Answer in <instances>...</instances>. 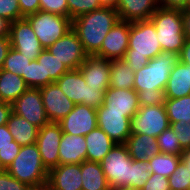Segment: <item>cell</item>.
Returning a JSON list of instances; mask_svg holds the SVG:
<instances>
[{"mask_svg": "<svg viewBox=\"0 0 190 190\" xmlns=\"http://www.w3.org/2000/svg\"><path fill=\"white\" fill-rule=\"evenodd\" d=\"M0 17L9 20L11 23L25 18L21 14L18 0H0Z\"/></svg>", "mask_w": 190, "mask_h": 190, "instance_id": "cell-40", "label": "cell"}, {"mask_svg": "<svg viewBox=\"0 0 190 190\" xmlns=\"http://www.w3.org/2000/svg\"><path fill=\"white\" fill-rule=\"evenodd\" d=\"M11 48L9 37H0V70L2 69L6 55Z\"/></svg>", "mask_w": 190, "mask_h": 190, "instance_id": "cell-48", "label": "cell"}, {"mask_svg": "<svg viewBox=\"0 0 190 190\" xmlns=\"http://www.w3.org/2000/svg\"><path fill=\"white\" fill-rule=\"evenodd\" d=\"M162 52L179 54L186 40L183 10L159 7L150 17Z\"/></svg>", "mask_w": 190, "mask_h": 190, "instance_id": "cell-3", "label": "cell"}, {"mask_svg": "<svg viewBox=\"0 0 190 190\" xmlns=\"http://www.w3.org/2000/svg\"><path fill=\"white\" fill-rule=\"evenodd\" d=\"M170 127L178 137L181 148L186 151L190 149V120L188 122H170Z\"/></svg>", "mask_w": 190, "mask_h": 190, "instance_id": "cell-41", "label": "cell"}, {"mask_svg": "<svg viewBox=\"0 0 190 190\" xmlns=\"http://www.w3.org/2000/svg\"><path fill=\"white\" fill-rule=\"evenodd\" d=\"M181 160L182 156L159 152L147 161L150 173H158L169 178L176 170Z\"/></svg>", "mask_w": 190, "mask_h": 190, "instance_id": "cell-32", "label": "cell"}, {"mask_svg": "<svg viewBox=\"0 0 190 190\" xmlns=\"http://www.w3.org/2000/svg\"><path fill=\"white\" fill-rule=\"evenodd\" d=\"M103 106L109 111L125 112V116L131 119L140 108L138 92L109 87L104 94Z\"/></svg>", "mask_w": 190, "mask_h": 190, "instance_id": "cell-20", "label": "cell"}, {"mask_svg": "<svg viewBox=\"0 0 190 190\" xmlns=\"http://www.w3.org/2000/svg\"><path fill=\"white\" fill-rule=\"evenodd\" d=\"M118 20L120 18L115 8L102 6L72 20V29L78 35L84 51L88 55H95Z\"/></svg>", "mask_w": 190, "mask_h": 190, "instance_id": "cell-1", "label": "cell"}, {"mask_svg": "<svg viewBox=\"0 0 190 190\" xmlns=\"http://www.w3.org/2000/svg\"><path fill=\"white\" fill-rule=\"evenodd\" d=\"M178 60L186 65H190V38H186L184 46L178 54Z\"/></svg>", "mask_w": 190, "mask_h": 190, "instance_id": "cell-49", "label": "cell"}, {"mask_svg": "<svg viewBox=\"0 0 190 190\" xmlns=\"http://www.w3.org/2000/svg\"><path fill=\"white\" fill-rule=\"evenodd\" d=\"M183 18L186 38H190V9L183 10Z\"/></svg>", "mask_w": 190, "mask_h": 190, "instance_id": "cell-52", "label": "cell"}, {"mask_svg": "<svg viewBox=\"0 0 190 190\" xmlns=\"http://www.w3.org/2000/svg\"><path fill=\"white\" fill-rule=\"evenodd\" d=\"M79 70L87 85L101 87L105 92L110 87L111 60L88 55Z\"/></svg>", "mask_w": 190, "mask_h": 190, "instance_id": "cell-19", "label": "cell"}, {"mask_svg": "<svg viewBox=\"0 0 190 190\" xmlns=\"http://www.w3.org/2000/svg\"><path fill=\"white\" fill-rule=\"evenodd\" d=\"M135 72L123 59L111 61L109 86L116 89H133Z\"/></svg>", "mask_w": 190, "mask_h": 190, "instance_id": "cell-29", "label": "cell"}, {"mask_svg": "<svg viewBox=\"0 0 190 190\" xmlns=\"http://www.w3.org/2000/svg\"><path fill=\"white\" fill-rule=\"evenodd\" d=\"M178 61V55L161 52L140 70L135 71L133 89L137 92H154L165 90L173 66Z\"/></svg>", "mask_w": 190, "mask_h": 190, "instance_id": "cell-5", "label": "cell"}, {"mask_svg": "<svg viewBox=\"0 0 190 190\" xmlns=\"http://www.w3.org/2000/svg\"><path fill=\"white\" fill-rule=\"evenodd\" d=\"M6 170L11 176L34 190L46 187L49 170L42 162L36 143L21 146L19 154Z\"/></svg>", "mask_w": 190, "mask_h": 190, "instance_id": "cell-4", "label": "cell"}, {"mask_svg": "<svg viewBox=\"0 0 190 190\" xmlns=\"http://www.w3.org/2000/svg\"><path fill=\"white\" fill-rule=\"evenodd\" d=\"M44 49L72 29V20L58 14L38 11L25 17Z\"/></svg>", "mask_w": 190, "mask_h": 190, "instance_id": "cell-8", "label": "cell"}, {"mask_svg": "<svg viewBox=\"0 0 190 190\" xmlns=\"http://www.w3.org/2000/svg\"><path fill=\"white\" fill-rule=\"evenodd\" d=\"M157 144L161 153L182 156L185 152L181 148L178 137L170 126L157 137Z\"/></svg>", "mask_w": 190, "mask_h": 190, "instance_id": "cell-35", "label": "cell"}, {"mask_svg": "<svg viewBox=\"0 0 190 190\" xmlns=\"http://www.w3.org/2000/svg\"><path fill=\"white\" fill-rule=\"evenodd\" d=\"M182 160L187 164L190 173V149L182 154Z\"/></svg>", "mask_w": 190, "mask_h": 190, "instance_id": "cell-54", "label": "cell"}, {"mask_svg": "<svg viewBox=\"0 0 190 190\" xmlns=\"http://www.w3.org/2000/svg\"><path fill=\"white\" fill-rule=\"evenodd\" d=\"M170 190H190V173L188 166L183 160L180 161L176 170L168 178Z\"/></svg>", "mask_w": 190, "mask_h": 190, "instance_id": "cell-37", "label": "cell"}, {"mask_svg": "<svg viewBox=\"0 0 190 190\" xmlns=\"http://www.w3.org/2000/svg\"><path fill=\"white\" fill-rule=\"evenodd\" d=\"M186 9H190V0H188V2H187V7H186Z\"/></svg>", "mask_w": 190, "mask_h": 190, "instance_id": "cell-55", "label": "cell"}, {"mask_svg": "<svg viewBox=\"0 0 190 190\" xmlns=\"http://www.w3.org/2000/svg\"><path fill=\"white\" fill-rule=\"evenodd\" d=\"M140 106H154L164 104L166 101L165 90H155L154 92H138Z\"/></svg>", "mask_w": 190, "mask_h": 190, "instance_id": "cell-44", "label": "cell"}, {"mask_svg": "<svg viewBox=\"0 0 190 190\" xmlns=\"http://www.w3.org/2000/svg\"><path fill=\"white\" fill-rule=\"evenodd\" d=\"M11 113H12V104L3 102L0 105V126L7 124V121Z\"/></svg>", "mask_w": 190, "mask_h": 190, "instance_id": "cell-50", "label": "cell"}, {"mask_svg": "<svg viewBox=\"0 0 190 190\" xmlns=\"http://www.w3.org/2000/svg\"><path fill=\"white\" fill-rule=\"evenodd\" d=\"M97 127L101 128L116 144H125L131 135L130 118L125 112L109 111L103 105L96 109Z\"/></svg>", "mask_w": 190, "mask_h": 190, "instance_id": "cell-15", "label": "cell"}, {"mask_svg": "<svg viewBox=\"0 0 190 190\" xmlns=\"http://www.w3.org/2000/svg\"><path fill=\"white\" fill-rule=\"evenodd\" d=\"M10 24L11 22L3 17H0V37L10 36Z\"/></svg>", "mask_w": 190, "mask_h": 190, "instance_id": "cell-51", "label": "cell"}, {"mask_svg": "<svg viewBox=\"0 0 190 190\" xmlns=\"http://www.w3.org/2000/svg\"><path fill=\"white\" fill-rule=\"evenodd\" d=\"M71 20L101 8L99 0H67Z\"/></svg>", "mask_w": 190, "mask_h": 190, "instance_id": "cell-38", "label": "cell"}, {"mask_svg": "<svg viewBox=\"0 0 190 190\" xmlns=\"http://www.w3.org/2000/svg\"><path fill=\"white\" fill-rule=\"evenodd\" d=\"M36 190H48V189L45 187V188H42V189H36Z\"/></svg>", "mask_w": 190, "mask_h": 190, "instance_id": "cell-56", "label": "cell"}, {"mask_svg": "<svg viewBox=\"0 0 190 190\" xmlns=\"http://www.w3.org/2000/svg\"><path fill=\"white\" fill-rule=\"evenodd\" d=\"M87 146L86 160L101 162L116 144L101 128L96 127L84 136Z\"/></svg>", "mask_w": 190, "mask_h": 190, "instance_id": "cell-25", "label": "cell"}, {"mask_svg": "<svg viewBox=\"0 0 190 190\" xmlns=\"http://www.w3.org/2000/svg\"><path fill=\"white\" fill-rule=\"evenodd\" d=\"M28 88L22 76L0 70V98L3 102L12 104Z\"/></svg>", "mask_w": 190, "mask_h": 190, "instance_id": "cell-27", "label": "cell"}, {"mask_svg": "<svg viewBox=\"0 0 190 190\" xmlns=\"http://www.w3.org/2000/svg\"><path fill=\"white\" fill-rule=\"evenodd\" d=\"M170 126L165 105L140 106L130 119L131 134H146L158 137Z\"/></svg>", "mask_w": 190, "mask_h": 190, "instance_id": "cell-9", "label": "cell"}, {"mask_svg": "<svg viewBox=\"0 0 190 190\" xmlns=\"http://www.w3.org/2000/svg\"><path fill=\"white\" fill-rule=\"evenodd\" d=\"M141 190H170L168 178L158 173H151Z\"/></svg>", "mask_w": 190, "mask_h": 190, "instance_id": "cell-45", "label": "cell"}, {"mask_svg": "<svg viewBox=\"0 0 190 190\" xmlns=\"http://www.w3.org/2000/svg\"><path fill=\"white\" fill-rule=\"evenodd\" d=\"M29 88L44 86L43 70L37 60H31L26 69V75H21Z\"/></svg>", "mask_w": 190, "mask_h": 190, "instance_id": "cell-39", "label": "cell"}, {"mask_svg": "<svg viewBox=\"0 0 190 190\" xmlns=\"http://www.w3.org/2000/svg\"><path fill=\"white\" fill-rule=\"evenodd\" d=\"M161 52L156 28L150 19L130 23L128 50L123 60L134 72L140 70Z\"/></svg>", "mask_w": 190, "mask_h": 190, "instance_id": "cell-2", "label": "cell"}, {"mask_svg": "<svg viewBox=\"0 0 190 190\" xmlns=\"http://www.w3.org/2000/svg\"><path fill=\"white\" fill-rule=\"evenodd\" d=\"M36 60L42 66L44 86L56 82L64 73L69 71L63 62L54 57L47 49H44Z\"/></svg>", "mask_w": 190, "mask_h": 190, "instance_id": "cell-30", "label": "cell"}, {"mask_svg": "<svg viewBox=\"0 0 190 190\" xmlns=\"http://www.w3.org/2000/svg\"><path fill=\"white\" fill-rule=\"evenodd\" d=\"M148 161L133 160L131 162V189L141 190L150 177Z\"/></svg>", "mask_w": 190, "mask_h": 190, "instance_id": "cell-36", "label": "cell"}, {"mask_svg": "<svg viewBox=\"0 0 190 190\" xmlns=\"http://www.w3.org/2000/svg\"><path fill=\"white\" fill-rule=\"evenodd\" d=\"M190 95V65L177 61L173 66L165 88L166 99Z\"/></svg>", "mask_w": 190, "mask_h": 190, "instance_id": "cell-23", "label": "cell"}, {"mask_svg": "<svg viewBox=\"0 0 190 190\" xmlns=\"http://www.w3.org/2000/svg\"><path fill=\"white\" fill-rule=\"evenodd\" d=\"M39 89L45 113L50 122L58 123L73 110L75 104L62 92L56 82Z\"/></svg>", "mask_w": 190, "mask_h": 190, "instance_id": "cell-17", "label": "cell"}, {"mask_svg": "<svg viewBox=\"0 0 190 190\" xmlns=\"http://www.w3.org/2000/svg\"><path fill=\"white\" fill-rule=\"evenodd\" d=\"M159 7L158 0H119L115 9L121 20L133 23L149 20Z\"/></svg>", "mask_w": 190, "mask_h": 190, "instance_id": "cell-21", "label": "cell"}, {"mask_svg": "<svg viewBox=\"0 0 190 190\" xmlns=\"http://www.w3.org/2000/svg\"><path fill=\"white\" fill-rule=\"evenodd\" d=\"M129 35L130 23L125 20H118L105 36L101 49L95 56L111 61L123 59L128 50Z\"/></svg>", "mask_w": 190, "mask_h": 190, "instance_id": "cell-14", "label": "cell"}, {"mask_svg": "<svg viewBox=\"0 0 190 190\" xmlns=\"http://www.w3.org/2000/svg\"><path fill=\"white\" fill-rule=\"evenodd\" d=\"M40 11L69 17L67 0H39Z\"/></svg>", "mask_w": 190, "mask_h": 190, "instance_id": "cell-42", "label": "cell"}, {"mask_svg": "<svg viewBox=\"0 0 190 190\" xmlns=\"http://www.w3.org/2000/svg\"><path fill=\"white\" fill-rule=\"evenodd\" d=\"M21 146L13 139L6 124L0 126V169H6L19 154Z\"/></svg>", "mask_w": 190, "mask_h": 190, "instance_id": "cell-31", "label": "cell"}, {"mask_svg": "<svg viewBox=\"0 0 190 190\" xmlns=\"http://www.w3.org/2000/svg\"><path fill=\"white\" fill-rule=\"evenodd\" d=\"M12 112L24 117L39 129L50 122L45 113L39 88H28L22 93L12 103Z\"/></svg>", "mask_w": 190, "mask_h": 190, "instance_id": "cell-11", "label": "cell"}, {"mask_svg": "<svg viewBox=\"0 0 190 190\" xmlns=\"http://www.w3.org/2000/svg\"><path fill=\"white\" fill-rule=\"evenodd\" d=\"M59 123L49 122L38 131L36 144L44 166L50 170L59 165V143L62 139Z\"/></svg>", "mask_w": 190, "mask_h": 190, "instance_id": "cell-13", "label": "cell"}, {"mask_svg": "<svg viewBox=\"0 0 190 190\" xmlns=\"http://www.w3.org/2000/svg\"><path fill=\"white\" fill-rule=\"evenodd\" d=\"M81 173L82 190H111L99 162L83 161Z\"/></svg>", "mask_w": 190, "mask_h": 190, "instance_id": "cell-28", "label": "cell"}, {"mask_svg": "<svg viewBox=\"0 0 190 190\" xmlns=\"http://www.w3.org/2000/svg\"><path fill=\"white\" fill-rule=\"evenodd\" d=\"M119 0H99V3L103 7H113L116 8Z\"/></svg>", "mask_w": 190, "mask_h": 190, "instance_id": "cell-53", "label": "cell"}, {"mask_svg": "<svg viewBox=\"0 0 190 190\" xmlns=\"http://www.w3.org/2000/svg\"><path fill=\"white\" fill-rule=\"evenodd\" d=\"M6 125L13 136V139L20 146L36 143L39 128L31 124L24 117L12 112Z\"/></svg>", "mask_w": 190, "mask_h": 190, "instance_id": "cell-26", "label": "cell"}, {"mask_svg": "<svg viewBox=\"0 0 190 190\" xmlns=\"http://www.w3.org/2000/svg\"><path fill=\"white\" fill-rule=\"evenodd\" d=\"M81 164H62L48 171V190H82Z\"/></svg>", "mask_w": 190, "mask_h": 190, "instance_id": "cell-18", "label": "cell"}, {"mask_svg": "<svg viewBox=\"0 0 190 190\" xmlns=\"http://www.w3.org/2000/svg\"><path fill=\"white\" fill-rule=\"evenodd\" d=\"M158 2L160 7L184 10L188 0H158Z\"/></svg>", "mask_w": 190, "mask_h": 190, "instance_id": "cell-47", "label": "cell"}, {"mask_svg": "<svg viewBox=\"0 0 190 190\" xmlns=\"http://www.w3.org/2000/svg\"><path fill=\"white\" fill-rule=\"evenodd\" d=\"M123 190H137V189H130V188H127V189H123Z\"/></svg>", "mask_w": 190, "mask_h": 190, "instance_id": "cell-57", "label": "cell"}, {"mask_svg": "<svg viewBox=\"0 0 190 190\" xmlns=\"http://www.w3.org/2000/svg\"><path fill=\"white\" fill-rule=\"evenodd\" d=\"M62 92L75 104H85L98 109L104 103L105 91L86 84L80 70H69L57 81Z\"/></svg>", "mask_w": 190, "mask_h": 190, "instance_id": "cell-6", "label": "cell"}, {"mask_svg": "<svg viewBox=\"0 0 190 190\" xmlns=\"http://www.w3.org/2000/svg\"><path fill=\"white\" fill-rule=\"evenodd\" d=\"M125 145L133 160L146 161L160 152L157 138L146 134H131Z\"/></svg>", "mask_w": 190, "mask_h": 190, "instance_id": "cell-24", "label": "cell"}, {"mask_svg": "<svg viewBox=\"0 0 190 190\" xmlns=\"http://www.w3.org/2000/svg\"><path fill=\"white\" fill-rule=\"evenodd\" d=\"M131 162L125 144H114L100 162L111 190L131 189Z\"/></svg>", "mask_w": 190, "mask_h": 190, "instance_id": "cell-7", "label": "cell"}, {"mask_svg": "<svg viewBox=\"0 0 190 190\" xmlns=\"http://www.w3.org/2000/svg\"><path fill=\"white\" fill-rule=\"evenodd\" d=\"M0 190H34L29 185L18 181L6 169H0Z\"/></svg>", "mask_w": 190, "mask_h": 190, "instance_id": "cell-43", "label": "cell"}, {"mask_svg": "<svg viewBox=\"0 0 190 190\" xmlns=\"http://www.w3.org/2000/svg\"><path fill=\"white\" fill-rule=\"evenodd\" d=\"M59 165L81 164L86 160L87 146L84 136L73 134H62L59 143Z\"/></svg>", "mask_w": 190, "mask_h": 190, "instance_id": "cell-22", "label": "cell"}, {"mask_svg": "<svg viewBox=\"0 0 190 190\" xmlns=\"http://www.w3.org/2000/svg\"><path fill=\"white\" fill-rule=\"evenodd\" d=\"M58 123L63 133L86 136L97 127V112L95 108L78 104Z\"/></svg>", "mask_w": 190, "mask_h": 190, "instance_id": "cell-16", "label": "cell"}, {"mask_svg": "<svg viewBox=\"0 0 190 190\" xmlns=\"http://www.w3.org/2000/svg\"><path fill=\"white\" fill-rule=\"evenodd\" d=\"M166 113L169 122H188L190 120V95L166 99L165 103Z\"/></svg>", "mask_w": 190, "mask_h": 190, "instance_id": "cell-33", "label": "cell"}, {"mask_svg": "<svg viewBox=\"0 0 190 190\" xmlns=\"http://www.w3.org/2000/svg\"><path fill=\"white\" fill-rule=\"evenodd\" d=\"M9 39L11 47L30 60H36L44 50L26 18L15 20L10 24Z\"/></svg>", "mask_w": 190, "mask_h": 190, "instance_id": "cell-12", "label": "cell"}, {"mask_svg": "<svg viewBox=\"0 0 190 190\" xmlns=\"http://www.w3.org/2000/svg\"><path fill=\"white\" fill-rule=\"evenodd\" d=\"M31 60L14 48H10L4 60L2 69L17 75H26V69Z\"/></svg>", "mask_w": 190, "mask_h": 190, "instance_id": "cell-34", "label": "cell"}, {"mask_svg": "<svg viewBox=\"0 0 190 190\" xmlns=\"http://www.w3.org/2000/svg\"><path fill=\"white\" fill-rule=\"evenodd\" d=\"M47 50L63 62L68 70H78L88 56L73 29L55 41Z\"/></svg>", "mask_w": 190, "mask_h": 190, "instance_id": "cell-10", "label": "cell"}, {"mask_svg": "<svg viewBox=\"0 0 190 190\" xmlns=\"http://www.w3.org/2000/svg\"><path fill=\"white\" fill-rule=\"evenodd\" d=\"M21 9V14L26 17L27 15L40 11L39 0H18Z\"/></svg>", "mask_w": 190, "mask_h": 190, "instance_id": "cell-46", "label": "cell"}]
</instances>
